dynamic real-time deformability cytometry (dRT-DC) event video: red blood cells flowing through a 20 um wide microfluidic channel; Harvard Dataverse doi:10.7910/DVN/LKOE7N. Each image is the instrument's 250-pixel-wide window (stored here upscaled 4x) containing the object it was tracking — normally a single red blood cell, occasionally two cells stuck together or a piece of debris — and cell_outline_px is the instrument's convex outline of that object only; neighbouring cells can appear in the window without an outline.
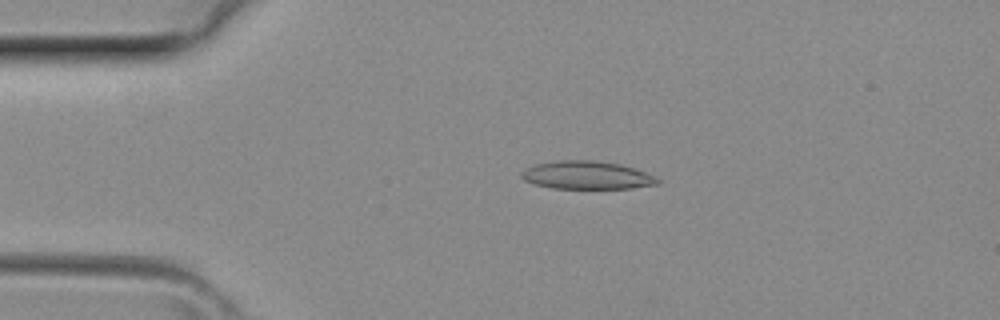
{"species": "common noctule bat (a hibernating species)", "species_latin": "Nyctalus noctula", "temperature_condition": "room temperature", "stored_images_in_passage": 5, "camera_frame_rate_fps": 3000, "um_per_image_px": 0.085, "animal": {"sex": "female", "body_mass_g": 29.2, "forearm_length_mm": 56.3}, "frame": {"image": 1, "passage_image": 3, "time_ms": 0.667, "image_size_px": [1000, 320], "cell_outline_px": [[660, 184], [632, 188], [552, 188], [532, 184], [524, 180], [520, 176], [520, 172], [536, 164], [556, 160], [592, 160], [620, 164], [644, 172], [660, 180]], "centroid_in_image_um": [49.84, 14.89], "position_along_channel_um": 35.2, "area_um2": 22.14}}
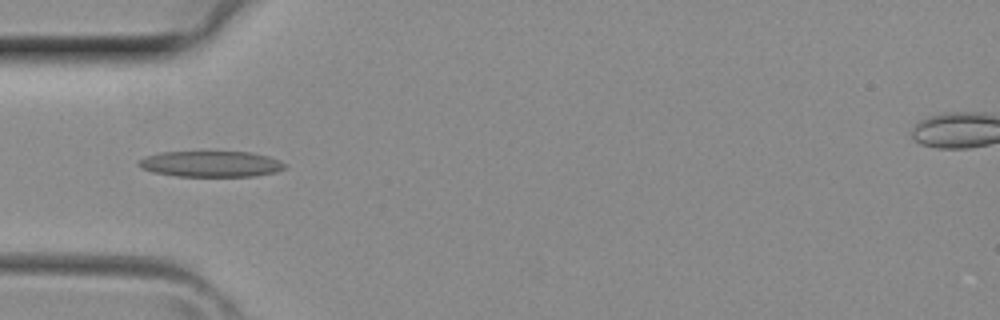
{"frame": {"image": 2, "passage_image": 4, "time_ms": 1.0, "image_size_px": [1000, 320], "cell_outline_px": [[288, 168], [276, 172], [256, 176], [176, 176], [152, 172], [140, 168], [136, 164], [140, 160], [148, 156], [160, 152], [252, 152], [268, 156], [280, 160], [288, 164]], "centroid_in_image_um": [17.98, 13.94], "position_along_channel_um": 67.0, "area_um2": 22.25}}
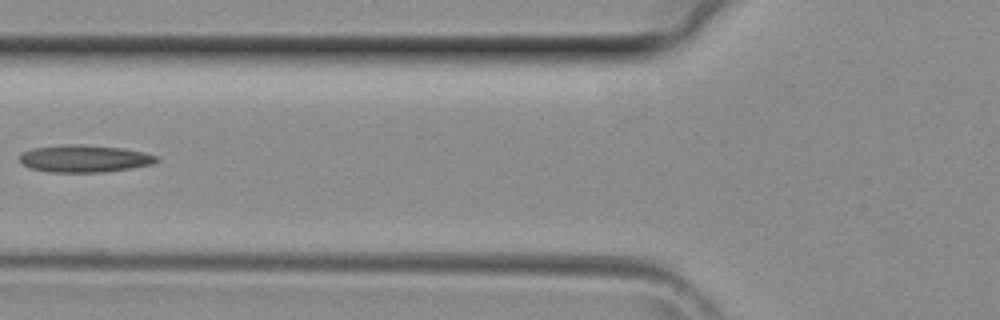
{"frame": {"image": 3, "passage_image": 5, "time_ms": 1.333, "image_size_px": [1000, 320], "cell_outline_px": [[160, 160], [152, 164], [104, 172], [48, 172], [28, 168], [20, 160], [20, 156], [24, 152], [32, 148], [64, 144], [84, 144], [120, 148], [144, 152], [156, 156]], "centroid_in_image_um": [7.15, 13.48], "position_along_channel_um": 118.6, "area_um2": 21.68}}